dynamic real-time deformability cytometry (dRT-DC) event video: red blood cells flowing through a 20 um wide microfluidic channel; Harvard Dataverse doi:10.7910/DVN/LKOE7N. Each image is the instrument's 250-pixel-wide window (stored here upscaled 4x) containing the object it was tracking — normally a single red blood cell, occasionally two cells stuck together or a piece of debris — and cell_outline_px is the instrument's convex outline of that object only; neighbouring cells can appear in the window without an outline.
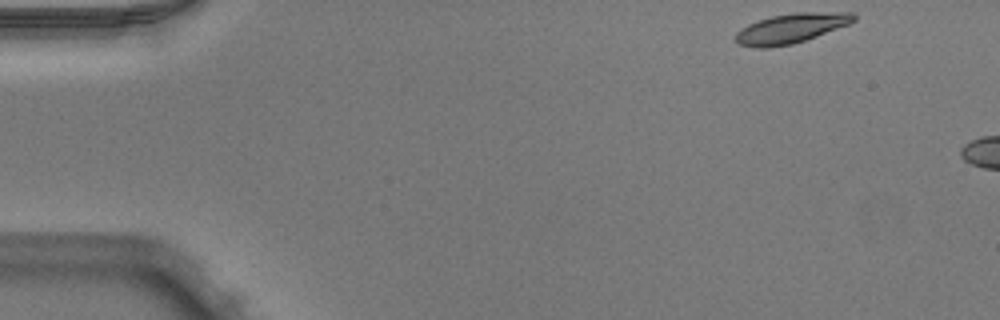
{"species": "Egyptian fruit bat (a non-hibernating species)", "species_latin": "Rousettus aegyptiacus", "temperature_condition": "warm", "stored_images_in_passage": 5, "camera_frame_rate_fps": 3000, "um_per_image_px": 0.085, "animal": {"sex": "male"}, "frame": {"image": 1, "passage_image": 1, "time_ms": 0.0, "image_size_px": [1000, 320], "cell_outline_px": [[856, 20], [848, 24], [816, 36], [792, 44], [768, 48], [756, 48], [736, 44], [736, 32], [740, 28], [748, 24], [772, 16], [792, 12], [852, 12], [856, 16]], "centroid_in_image_um": [67.21, 2.41], "position_along_channel_um": 17.8, "area_um2": 20.46}}